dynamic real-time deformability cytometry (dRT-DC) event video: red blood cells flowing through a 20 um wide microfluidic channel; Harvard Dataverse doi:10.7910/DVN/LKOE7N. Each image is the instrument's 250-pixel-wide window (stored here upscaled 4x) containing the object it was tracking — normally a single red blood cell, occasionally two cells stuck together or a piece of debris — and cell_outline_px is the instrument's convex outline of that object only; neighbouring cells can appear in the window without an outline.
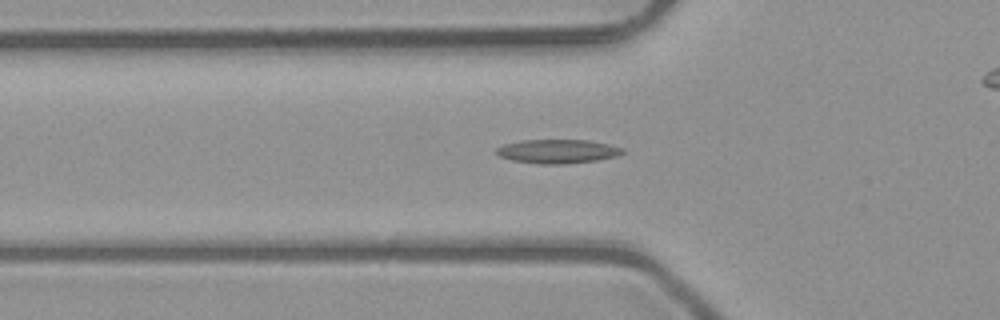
{"species": "common noctule bat (a hibernating species)", "species_latin": "Nyctalus noctula", "temperature_condition": "room temperature", "stored_images_in_passage": 51, "camera_frame_rate_fps": 3000, "um_per_image_px": 0.085, "animal": {"sex": "male", "body_mass_g": 23.1, "forearm_length_mm": 52.7}, "frame": {"image": 1, "passage_image": 17, "time_ms": 5.333, "image_size_px": [1000, 320], "cell_outline_px": [[624, 152], [620, 156], [596, 160], [568, 164], [536, 164], [512, 160], [500, 156], [492, 152], [496, 148], [504, 144], [524, 140], [588, 140], [608, 144], [624, 148]], "centroid_in_image_um": [47.39, 12.87], "position_along_channel_um": 78.4, "area_um2": 17.8}}
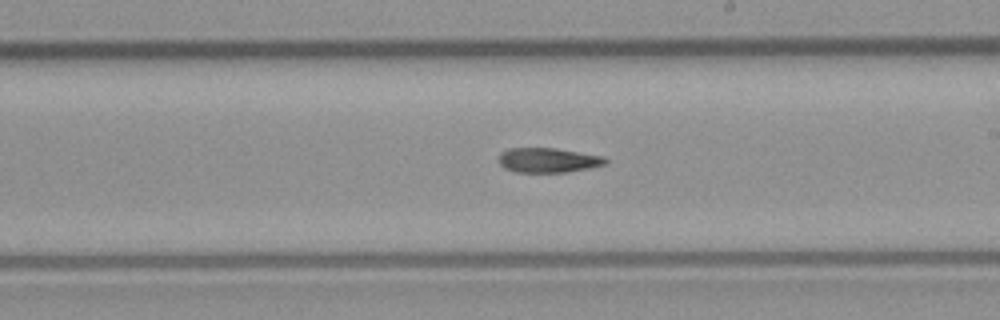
{"frame": {"image": 2, "passage_image": 29, "time_ms": 9.333, "image_size_px": [1000, 320], "cell_outline_px": [[608, 160], [604, 164], [588, 168], [564, 172], [516, 172], [504, 168], [500, 164], [500, 152], [508, 148], [556, 148], [604, 156]], "centroid_in_image_um": [46.57, 13.61], "position_along_channel_um": 242.4, "area_um2": 15.26}}
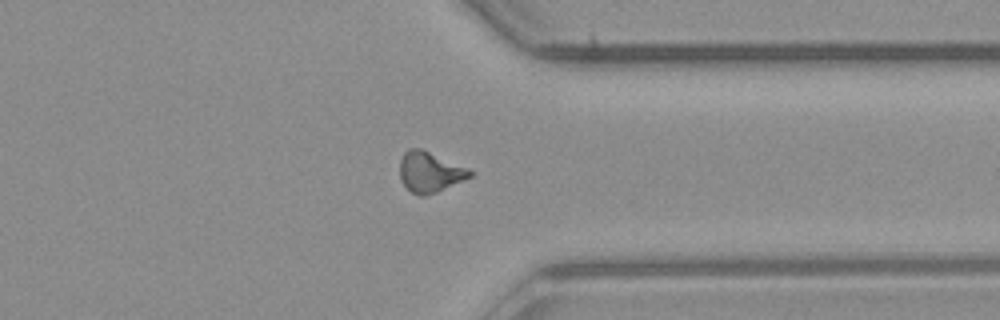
{"frame": {"image": 3, "passage_image": 39, "time_ms": 12.667, "image_size_px": [1000, 320], "cell_outline_px": [[472, 176], [464, 180], [436, 192], [424, 196], [420, 196], [412, 192], [400, 180], [400, 160], [404, 152], [408, 148], [420, 148], [468, 168], [472, 172]], "centroid_in_image_um": [36.52, 14.61], "position_along_channel_um": 374.9, "area_um2": 16.36}, "authors_computed_cell_mechanics": {"area_um2": 16.0106, "velocity_mm_per_s": 4.0625, "shape_relaxation_time_tau1_ms": null, "shape_relaxation_time_tau2_ms": 8.7976, "deformation_change_tau1": null, "deformation_change_tau2": 0.2117}}